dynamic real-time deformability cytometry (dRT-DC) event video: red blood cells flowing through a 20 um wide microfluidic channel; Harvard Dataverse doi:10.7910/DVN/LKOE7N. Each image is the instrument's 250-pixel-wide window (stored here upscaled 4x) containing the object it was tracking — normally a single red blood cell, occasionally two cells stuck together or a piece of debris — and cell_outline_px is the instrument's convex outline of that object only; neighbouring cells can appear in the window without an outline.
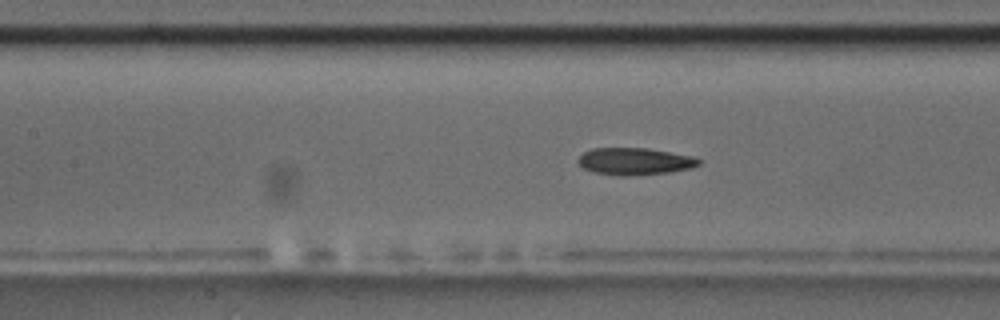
{"species": "common noctule bat (a hibernating species)", "species_latin": "Nyctalus noctula", "temperature_condition": "room temperature", "stored_images_in_passage": 56, "camera_frame_rate_fps": 3000, "um_per_image_px": 0.085, "animal": {"sex": "male", "body_mass_g": 17.5, "forearm_length_mm": 52.3}, "frame": {"image": 1, "passage_image": 24, "time_ms": 7.667, "image_size_px": [1000, 320], "cell_outline_px": [[700, 164], [692, 168], [668, 172], [624, 176], [620, 176], [596, 172], [584, 168], [576, 160], [584, 152], [592, 148], [644, 148], [692, 156], [700, 160]], "centroid_in_image_um": [53.94, 13.71], "position_along_channel_um": 153.5, "area_um2": 18.73}}
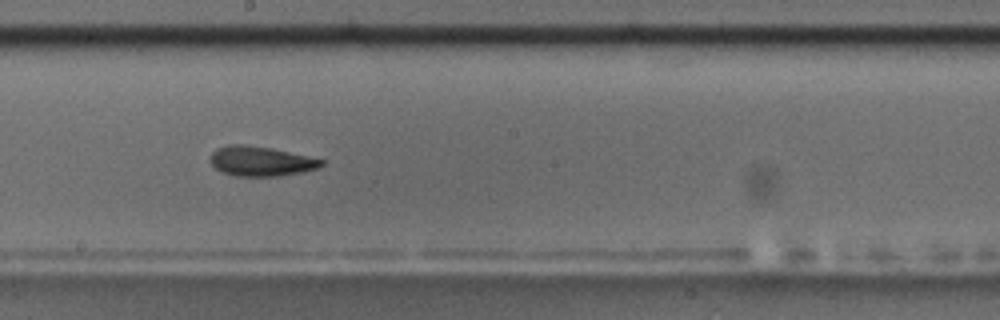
{"frame": {"image": 2, "passage_image": 30, "time_ms": 9.667, "image_size_px": [1000, 320], "cell_outline_px": [[324, 164], [316, 168], [304, 172], [280, 176], [236, 176], [224, 172], [216, 168], [212, 164], [212, 152], [216, 148], [228, 144], [244, 144], [272, 148], [324, 160]], "centroid_in_image_um": [22.18, 13.7], "position_along_channel_um": 226.0, "area_um2": 19.13}}
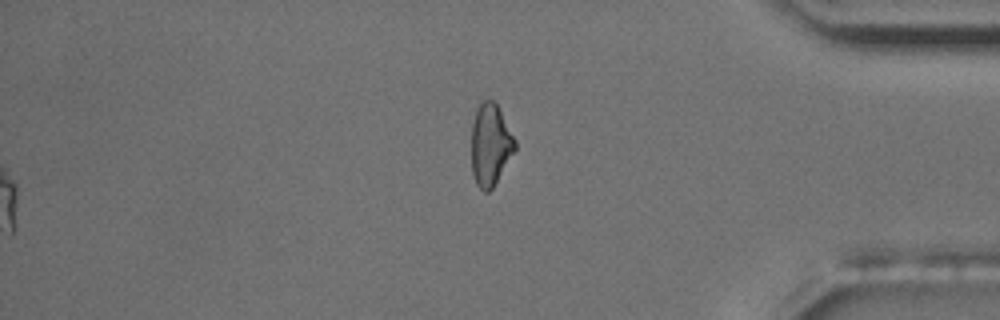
{"frame": {"image": 3, "passage_image": 56, "time_ms": 18.333, "image_size_px": [1000, 320], "cell_outline_px": [[516, 148], [492, 188], [488, 192], [484, 192], [476, 184], [472, 172], [472, 124], [476, 108], [480, 100], [492, 100], [496, 104], [516, 140]], "centroid_in_image_um": [41.66, 12.29], "position_along_channel_um": 393.5, "area_um2": 20.58}, "authors_computed_cell_mechanics": {"area_um2": 19.1029, "velocity_mm_per_s": 3.6589, "shape_relaxation_time_tau1_ms": 5.153, "shape_relaxation_time_tau2_ms": 8.5598, "deformation_change_tau1": 0.1641, "deformation_change_tau2": 0.148}}